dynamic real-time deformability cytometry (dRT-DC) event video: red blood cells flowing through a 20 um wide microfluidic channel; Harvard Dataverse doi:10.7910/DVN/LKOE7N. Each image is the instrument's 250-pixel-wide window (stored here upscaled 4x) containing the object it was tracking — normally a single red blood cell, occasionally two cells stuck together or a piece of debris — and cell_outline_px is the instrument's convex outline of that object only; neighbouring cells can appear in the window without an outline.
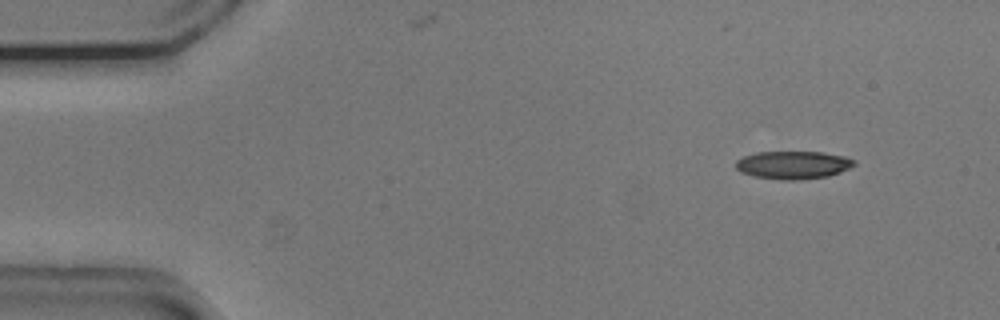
{"species": "common noctule bat (a hibernating species)", "species_latin": "Nyctalus noctula", "temperature_condition": "cold", "stored_images_in_passage": 47, "camera_frame_rate_fps": 3000, "um_per_image_px": 0.085, "animal": {"sex": "male", "body_mass_g": 20.5, "forearm_length_mm": 52.5}, "frame": {"image": 1, "passage_image": 1, "time_ms": 0.0, "image_size_px": [1000, 320], "cell_outline_px": [[856, 164], [840, 172], [828, 176], [800, 180], [784, 180], [752, 176], [740, 172], [736, 168], [736, 160], [744, 156], [756, 152], [824, 152], [844, 156], [856, 160]], "centroid_in_image_um": [67.41, 14.02], "position_along_channel_um": 17.6, "area_um2": 19.36}}
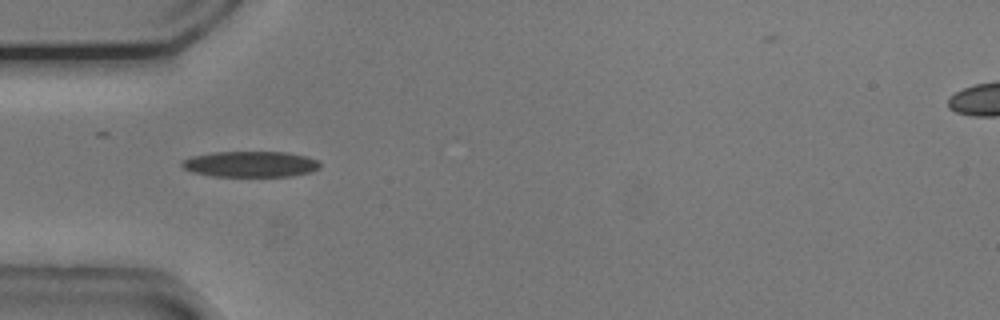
{"frame": {"image": 2, "passage_image": 12, "time_ms": 3.667, "image_size_px": [1000, 320], "cell_outline_px": [[320, 168], [308, 172], [292, 176], [212, 176], [192, 172], [184, 168], [180, 164], [184, 160], [192, 156], [212, 152], [288, 152], [308, 156], [320, 160]], "centroid_in_image_um": [21.32, 13.94], "position_along_channel_um": 63.7, "area_um2": 20.87}}
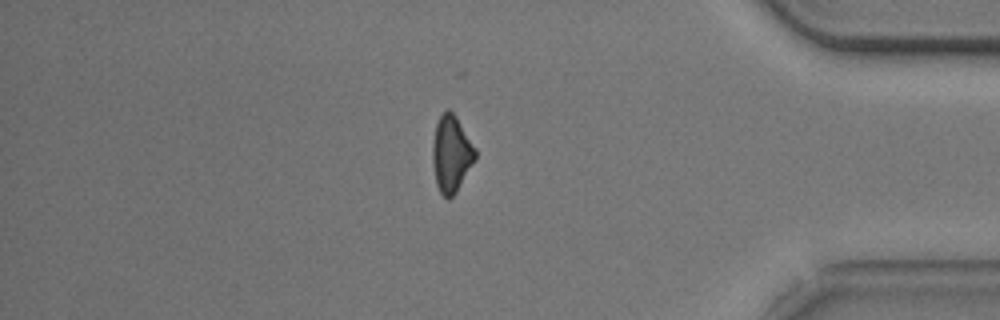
{"frame": {"image": 3, "passage_image": 41, "time_ms": 13.333, "image_size_px": [1000, 320], "cell_outline_px": [[476, 156], [456, 192], [448, 200], [440, 192], [436, 184], [432, 160], [432, 144], [436, 124], [440, 116], [448, 108], [456, 116], [476, 148]], "centroid_in_image_um": [38.34, 13.07], "position_along_channel_um": 396.9, "area_um2": 18.84}}